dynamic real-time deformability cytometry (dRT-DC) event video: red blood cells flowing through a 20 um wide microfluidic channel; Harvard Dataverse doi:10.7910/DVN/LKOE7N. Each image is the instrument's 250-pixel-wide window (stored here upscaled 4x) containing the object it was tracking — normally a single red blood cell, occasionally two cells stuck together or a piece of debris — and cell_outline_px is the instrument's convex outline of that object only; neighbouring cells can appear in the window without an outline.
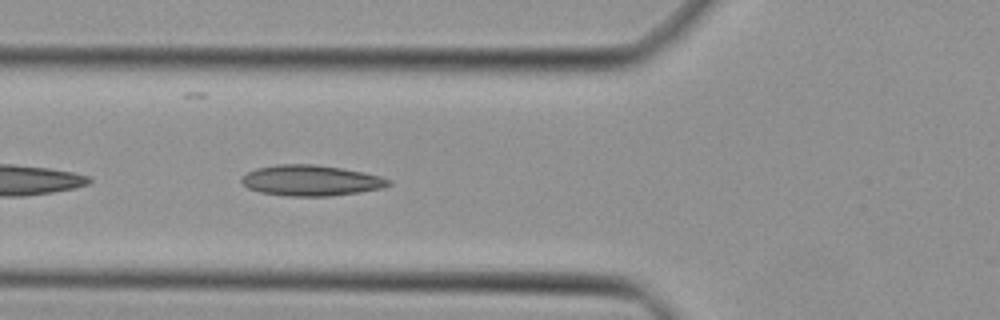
{"species": "Egyptian fruit bat (a non-hibernating species)", "species_latin": "Rousettus aegyptiacus", "temperature_condition": "cold", "stored_images_in_passage": 39, "camera_frame_rate_fps": 3000, "um_per_image_px": 0.085, "animal": {"sex": "female"}, "frame": {"image": 1, "passage_image": 16, "time_ms": 5.0, "image_size_px": [1000, 320], "cell_outline_px": [[392, 184], [384, 188], [328, 196], [284, 196], [260, 192], [248, 188], [240, 180], [248, 172], [256, 168], [276, 164], [316, 164], [364, 172], [380, 176], [392, 180]], "centroid_in_image_um": [26.44, 15.34], "position_along_channel_um": 99.4, "area_um2": 26.3}}
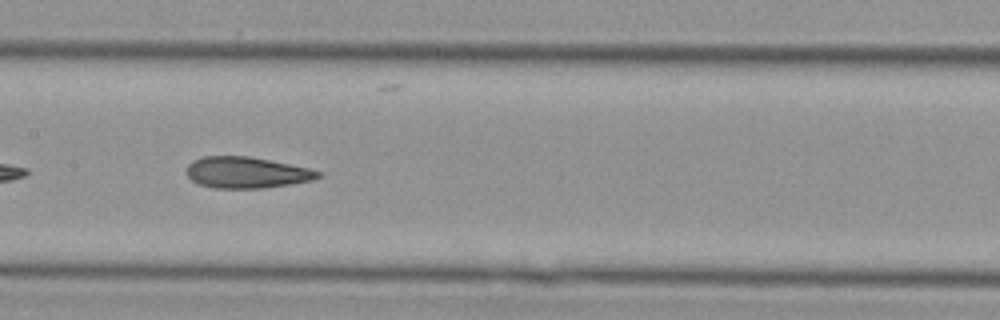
{"frame": {"image": 2, "passage_image": 22, "time_ms": 7.0, "image_size_px": [1000, 320], "cell_outline_px": [[320, 176], [312, 180], [264, 188], [216, 188], [200, 184], [192, 180], [184, 172], [188, 164], [192, 160], [204, 156], [248, 156], [308, 168], [320, 172]], "centroid_in_image_um": [20.89, 14.66], "position_along_channel_um": 186.5, "area_um2": 23.7}}
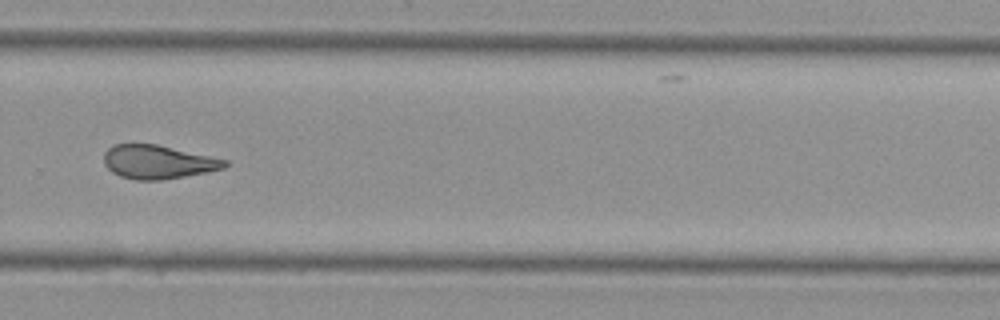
{"frame": {"image": 3, "passage_image": 31, "time_ms": 10.0, "image_size_px": [1000, 320], "cell_outline_px": [[228, 164], [224, 168], [208, 172], [160, 180], [136, 180], [120, 176], [112, 172], [104, 164], [104, 152], [112, 144], [156, 144], [228, 160]], "centroid_in_image_um": [13.41, 13.76], "position_along_channel_um": 316.4, "area_um2": 23.64}}